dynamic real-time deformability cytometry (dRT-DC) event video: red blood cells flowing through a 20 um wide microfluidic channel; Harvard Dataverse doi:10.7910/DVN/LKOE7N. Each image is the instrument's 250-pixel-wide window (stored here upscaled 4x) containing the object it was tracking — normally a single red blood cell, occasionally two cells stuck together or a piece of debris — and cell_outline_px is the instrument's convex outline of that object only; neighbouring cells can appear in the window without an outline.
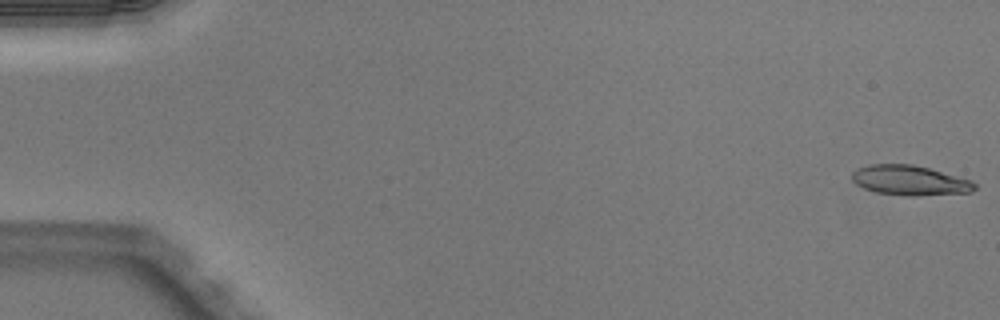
{"species": "Egyptian fruit bat (a non-hibernating species)", "species_latin": "Rousettus aegyptiacus", "temperature_condition": "warm", "stored_images_in_passage": 16, "camera_frame_rate_fps": 3000, "um_per_image_px": 0.085, "animal": {"sex": "male"}, "frame": {"image": 1, "passage_image": 1, "time_ms": 0.0, "image_size_px": [1000, 320], "cell_outline_px": [[976, 188], [972, 192], [916, 196], [904, 196], [876, 192], [864, 188], [856, 184], [852, 180], [852, 172], [856, 168], [868, 164], [912, 164], [928, 168], [972, 180], [976, 184]], "centroid_in_image_um": [77.32, 15.33], "position_along_channel_um": 7.7, "area_um2": 21.5}}